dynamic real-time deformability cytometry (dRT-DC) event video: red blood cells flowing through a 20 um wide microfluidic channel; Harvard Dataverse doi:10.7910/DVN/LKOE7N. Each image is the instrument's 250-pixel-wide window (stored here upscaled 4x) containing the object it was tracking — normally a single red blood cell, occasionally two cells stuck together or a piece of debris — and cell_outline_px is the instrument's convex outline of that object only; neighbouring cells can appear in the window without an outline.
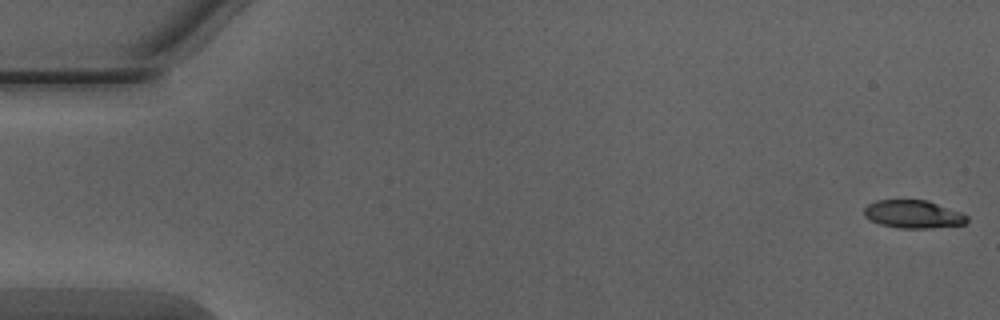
{"species": "Egyptian fruit bat (a non-hibernating species)", "species_latin": "Rousettus aegyptiacus", "temperature_condition": "warm", "stored_images_in_passage": 51, "camera_frame_rate_fps": 3000, "um_per_image_px": 0.085, "animal": {"sex": "male"}, "frame": {"image": 1, "passage_image": 1, "time_ms": 0.0, "image_size_px": [1000, 320], "cell_outline_px": [[968, 220], [964, 224], [932, 228], [896, 228], [880, 224], [864, 216], [864, 208], [868, 204], [876, 200], [928, 200], [964, 212], [968, 216]], "centroid_in_image_um": [77.66, 18.2], "position_along_channel_um": 7.3, "area_um2": 16.99}}
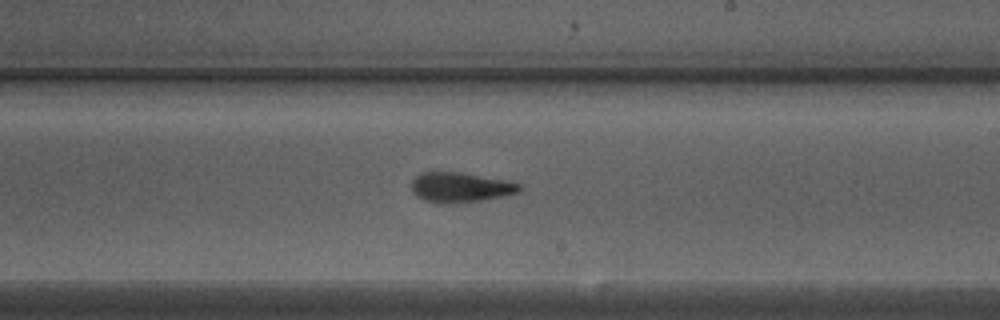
{"frame": {"image": 2, "passage_image": 30, "time_ms": 9.667, "image_size_px": [1000, 320], "cell_outline_px": [[524, 188], [520, 192], [480, 200], [452, 204], [440, 204], [424, 200], [416, 196], [412, 192], [412, 180], [420, 172], [460, 172], [504, 180], [520, 184]], "centroid_in_image_um": [39.1, 15.93], "position_along_channel_um": 249.9, "area_um2": 18.84}}
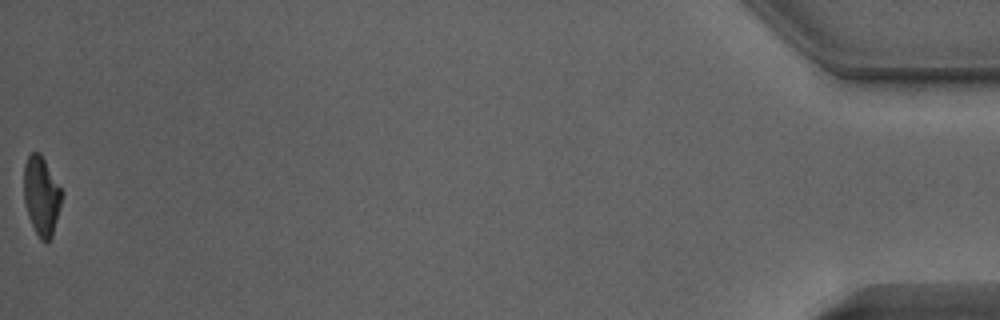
{"frame": {"image": 3, "passage_image": 51, "time_ms": 16.667, "image_size_px": [1000, 320], "cell_outline_px": [[64, 192], [52, 236], [48, 244], [44, 244], [40, 240], [28, 216], [24, 204], [24, 164], [28, 156], [32, 152], [40, 152]], "centroid_in_image_um": [3.53, 16.66], "position_along_channel_um": 431.7, "area_um2": 17.69}, "authors_computed_cell_mechanics": {"area_um2": 18.785, "velocity_mm_per_s": 4.0763, "shape_relaxation_time_tau1_ms": 4.2743, "shape_relaxation_time_tau2_ms": 2.0497, "deformation_change_tau1": 0.1963, "deformation_change_tau2": 0.1016}}